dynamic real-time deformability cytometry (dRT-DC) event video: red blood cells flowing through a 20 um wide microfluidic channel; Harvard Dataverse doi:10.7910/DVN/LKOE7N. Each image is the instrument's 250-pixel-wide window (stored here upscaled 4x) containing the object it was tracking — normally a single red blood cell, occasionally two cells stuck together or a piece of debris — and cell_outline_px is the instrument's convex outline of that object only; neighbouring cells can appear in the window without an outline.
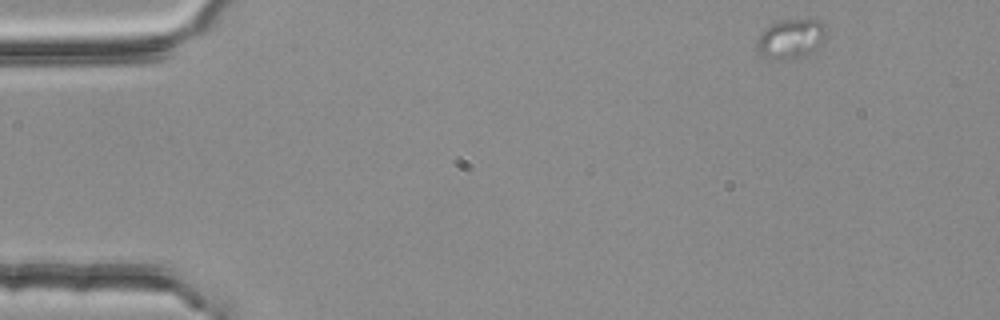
{"species": "common noctule bat (a hibernating species)", "species_latin": "Nyctalus noctula", "temperature_condition": "room temperature", "stored_images_in_passage": 4, "segment_of_instrument_passage": [1, 2], "camera_frame_rate_fps": 3000, "um_per_image_px": 0.085, "animal": {"sex": "female", "body_mass_g": 25.1}, "frame": {"image": 1, "passage_image": 1, "time_ms": 0.0, "image_size_px": [1000, 320], "cell_outline_px": [[824, 40], [812, 52], [792, 60], [780, 60], [764, 56], [756, 52], [756, 40], [772, 24], [780, 20], [820, 20], [824, 24]], "centroid_in_image_um": [67.2, 3.32], "position_along_channel_um": 17.8, "area_um2": 15.72}}